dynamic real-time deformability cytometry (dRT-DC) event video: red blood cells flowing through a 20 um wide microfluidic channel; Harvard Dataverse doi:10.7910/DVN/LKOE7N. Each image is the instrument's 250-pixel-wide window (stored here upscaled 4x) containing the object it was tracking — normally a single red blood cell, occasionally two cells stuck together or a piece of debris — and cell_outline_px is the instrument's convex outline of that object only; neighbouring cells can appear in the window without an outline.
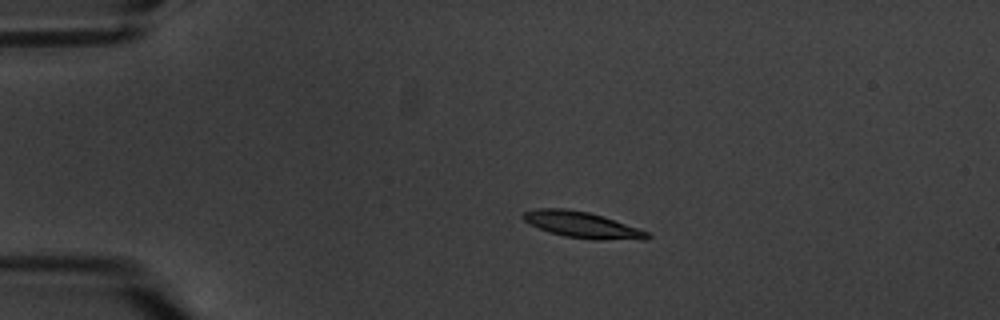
{"species": "common noctule bat (a hibernating species)", "species_latin": "Nyctalus noctula", "temperature_condition": "warm", "stored_images_in_passage": 7, "camera_frame_rate_fps": 3000, "um_per_image_px": 0.085, "animal": {"sex": "male", "body_mass_g": 20.1, "forearm_length_mm": 53.5}, "frame": {"image": 1, "passage_image": 3, "time_ms": 2.333, "image_size_px": [1000, 320], "cell_outline_px": [[652, 236], [648, 240], [592, 240], [564, 236], [548, 232], [524, 220], [520, 216], [524, 212], [540, 208], [564, 208], [588, 212], [604, 216], [648, 232]], "centroid_in_image_um": [49.53, 19.13], "position_along_channel_um": 35.5, "area_um2": 19.02}}
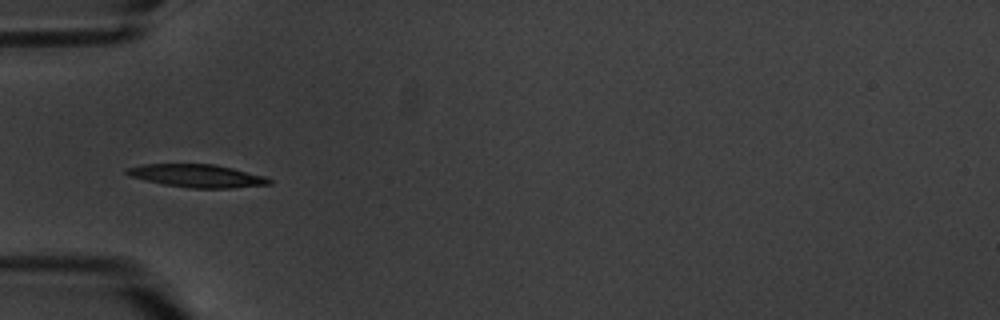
{"frame": {"image": 2, "passage_image": 5, "time_ms": 4.667, "image_size_px": [1000, 320], "cell_outline_px": [[272, 184], [232, 188], [192, 188], [164, 184], [144, 180], [132, 176], [124, 172], [124, 168], [144, 164], [212, 164], [232, 168], [264, 176], [272, 180]], "centroid_in_image_um": [16.74, 14.94], "position_along_channel_um": 68.3, "area_um2": 18.9}}